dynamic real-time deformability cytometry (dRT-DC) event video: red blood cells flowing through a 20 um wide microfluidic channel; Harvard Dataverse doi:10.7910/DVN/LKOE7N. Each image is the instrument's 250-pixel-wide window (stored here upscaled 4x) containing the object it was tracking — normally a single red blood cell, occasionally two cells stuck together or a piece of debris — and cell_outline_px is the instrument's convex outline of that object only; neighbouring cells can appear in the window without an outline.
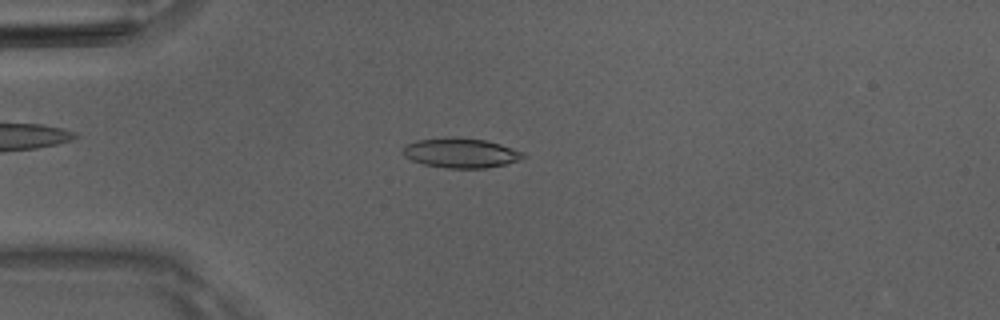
{"species": "Egyptian fruit bat (a non-hibernating species)", "species_latin": "Rousettus aegyptiacus", "temperature_condition": "room temperature", "stored_images_in_passage": 51, "camera_frame_rate_fps": 3000, "um_per_image_px": 0.085, "animal": {"sex": "male"}, "frame": {"image": 1, "passage_image": 14, "time_ms": 4.333, "image_size_px": [1000, 320], "cell_outline_px": [[524, 156], [516, 160], [504, 164], [488, 168], [448, 168], [424, 164], [412, 160], [404, 156], [404, 148], [408, 144], [416, 140], [452, 136], [484, 140], [500, 144], [524, 152]], "centroid_in_image_um": [39.15, 12.99], "position_along_channel_um": 45.9, "area_um2": 20.58}}
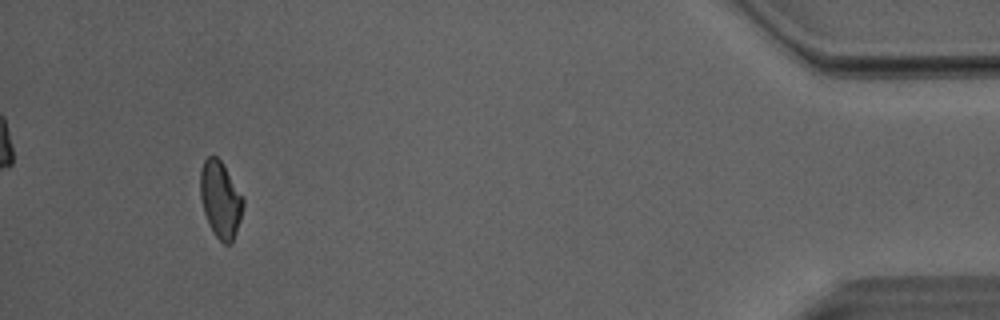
{"frame": {"image": 2, "passage_image": 48, "time_ms": 15.667, "image_size_px": [1000, 320], "cell_outline_px": [[244, 204], [240, 220], [232, 244], [224, 244], [216, 236], [204, 212], [200, 200], [200, 168], [204, 160], [208, 156], [216, 156], [220, 160], [244, 196]], "centroid_in_image_um": [18.74, 16.94], "position_along_channel_um": 416.5, "area_um2": 19.13}, "authors_computed_cell_mechanics": {"area_um2": 20.1144, "velocity_mm_per_s": 4.0672, "shape_relaxation_time_tau1_ms": 6.6283, "shape_relaxation_time_tau2_ms": 4.4961, "deformation_change_tau1": 0.1544, "deformation_change_tau2": 0.0974}}